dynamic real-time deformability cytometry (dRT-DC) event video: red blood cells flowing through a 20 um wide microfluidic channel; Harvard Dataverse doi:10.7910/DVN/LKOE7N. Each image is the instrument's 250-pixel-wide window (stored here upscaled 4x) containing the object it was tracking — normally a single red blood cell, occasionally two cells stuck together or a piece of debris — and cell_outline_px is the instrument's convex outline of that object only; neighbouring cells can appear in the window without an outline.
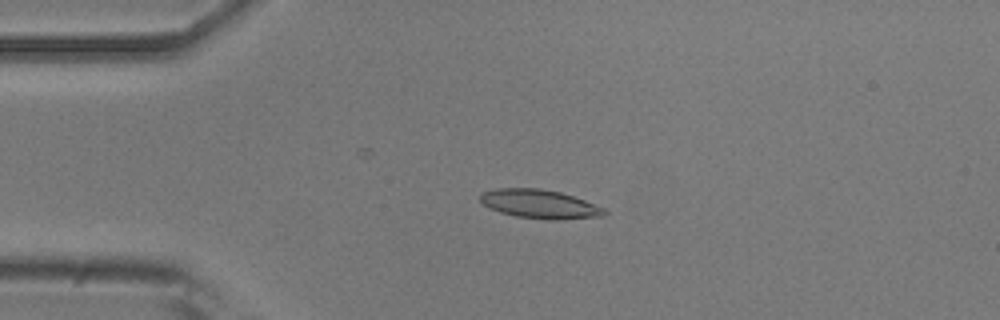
{"species": "common noctule bat (a hibernating species)", "species_latin": "Nyctalus noctula", "temperature_condition": "room temperature", "stored_images_in_passage": 43, "camera_frame_rate_fps": 3000, "um_per_image_px": 0.085, "animal": {"sex": "male", "body_mass_g": 20.5, "forearm_length_mm": 52.5}, "frame": {"image": 1, "passage_image": 2, "time_ms": 0.333, "image_size_px": [1000, 320], "cell_outline_px": [[608, 212], [604, 216], [560, 220], [548, 220], [516, 216], [500, 212], [488, 208], [480, 200], [480, 196], [484, 192], [496, 188], [540, 188], [560, 192], [584, 200], [604, 208]], "centroid_in_image_um": [45.88, 17.35], "position_along_channel_um": 39.1, "area_um2": 20.87}}
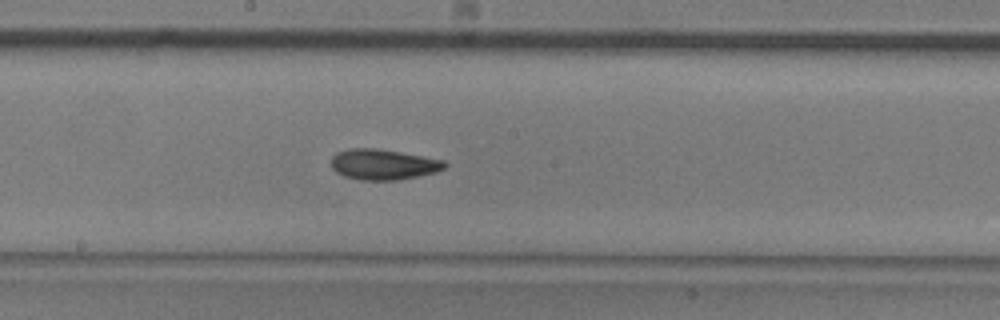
{"frame": {"image": 2, "passage_image": 18, "time_ms": 5.667, "image_size_px": [1000, 320], "cell_outline_px": [[448, 164], [444, 168], [436, 172], [396, 180], [360, 180], [344, 176], [336, 172], [332, 168], [332, 156], [336, 152], [348, 148], [376, 148], [400, 152], [444, 160]], "centroid_in_image_um": [32.55, 13.97], "position_along_channel_um": 215.6, "area_um2": 20.17}}
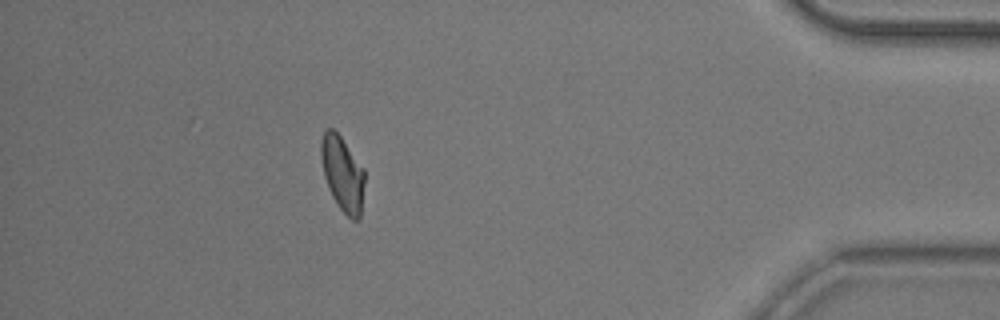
{"frame": {"image": 3, "passage_image": 37, "time_ms": 12.0, "image_size_px": [1000, 320], "cell_outline_px": [[364, 184], [360, 216], [356, 220], [352, 220], [340, 208], [332, 196], [324, 176], [320, 156], [320, 140], [324, 132], [328, 128], [332, 128], [340, 136], [364, 168]], "centroid_in_image_um": [29.1, 14.74], "position_along_channel_um": 406.1, "area_um2": 18.84}, "authors_computed_cell_mechanics": {"area_um2": 19.363, "velocity_mm_per_s": 3.7961, "shape_relaxation_time_tau1_ms": 3.6978, "shape_relaxation_time_tau2_ms": 3.4267, "deformation_change_tau1": 0.1389, "deformation_change_tau2": 0.0848}}